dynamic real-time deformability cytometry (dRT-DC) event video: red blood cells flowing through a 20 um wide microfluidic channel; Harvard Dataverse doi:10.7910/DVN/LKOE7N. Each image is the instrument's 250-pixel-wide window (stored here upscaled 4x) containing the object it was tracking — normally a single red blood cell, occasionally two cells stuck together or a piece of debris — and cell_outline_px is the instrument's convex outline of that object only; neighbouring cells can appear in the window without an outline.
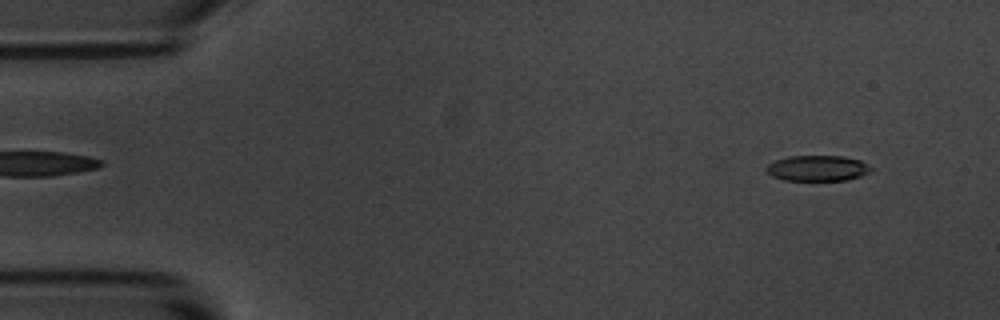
{"species": "common noctule bat (a hibernating species)", "species_latin": "Nyctalus noctula", "temperature_condition": "room temperature", "stored_images_in_passage": 13, "camera_frame_rate_fps": 3000, "um_per_image_px": 0.085, "animal": {"sex": "male", "body_mass_g": 20.1, "forearm_length_mm": 53.5}, "frame": {"image": 1, "passage_image": 5, "time_ms": 1.333, "image_size_px": [1000, 320], "cell_outline_px": [[860, 172], [852, 176], [840, 180], [796, 180], [780, 176], [788, 160], [808, 156], [824, 156], [856, 160], [860, 164]], "centroid_in_image_um": [69.74, 14.32], "position_along_channel_um": 15.3, "area_um2": 11.5}}